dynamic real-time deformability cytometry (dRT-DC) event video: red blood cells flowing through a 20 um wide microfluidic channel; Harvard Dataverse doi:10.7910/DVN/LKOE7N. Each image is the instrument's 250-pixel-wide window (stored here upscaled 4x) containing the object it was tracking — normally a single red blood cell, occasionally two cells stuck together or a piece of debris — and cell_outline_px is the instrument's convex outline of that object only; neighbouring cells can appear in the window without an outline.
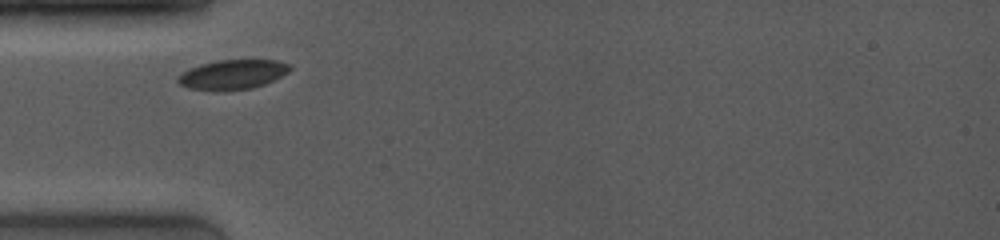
{"species": "common noctule bat (a hibernating species)", "species_latin": "Nyctalus noctula", "temperature_condition": "room temperature", "stored_images_in_passage": 49, "camera_frame_rate_fps": 4000, "um_per_image_px": 0.085, "animal": {"sex": "female", "body_mass_g": 19.0, "forearm_length_mm": 53.3}, "frame": {"image": 1, "passage_image": 1, "time_ms": 0.0, "image_size_px": [1000, 240], "cell_outline_px": [[292, 68], [288, 72], [264, 84], [252, 88], [224, 92], [220, 92], [188, 88], [180, 84], [176, 80], [184, 72], [200, 64], [216, 60], [276, 60], [292, 64]], "centroid_in_image_um": [19.79, 6.35], "position_along_channel_um": 65.2, "area_um2": 19.42}}
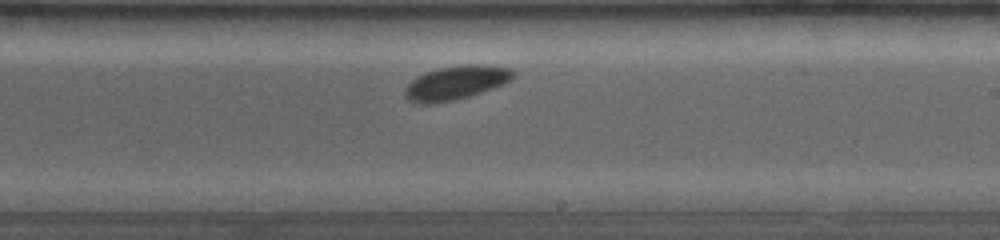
{"frame": {"image": 2, "passage_image": 24, "time_ms": 4.75, "image_size_px": [1000, 240], "cell_outline_px": [[516, 72], [512, 80], [504, 84], [456, 100], [428, 104], [420, 104], [408, 100], [404, 96], [404, 88], [412, 80], [424, 72], [440, 68], [460, 64], [480, 64], [512, 68]], "centroid_in_image_um": [38.76, 7.02], "position_along_channel_um": 250.2, "area_um2": 21.56}}
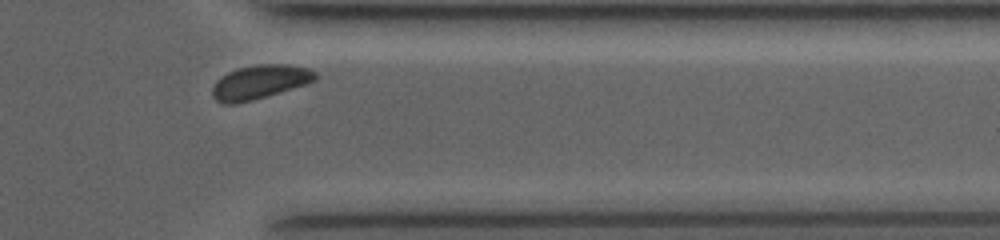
{"frame": {"image": 3, "passage_image": 45, "time_ms": 8.25, "image_size_px": [1000, 240], "cell_outline_px": [[316, 80], [304, 84], [252, 100], [236, 104], [224, 104], [216, 100], [212, 96], [212, 88], [216, 80], [220, 76], [236, 68], [260, 64], [288, 64], [308, 68], [316, 72]], "centroid_in_image_um": [22.03, 6.96], "position_along_channel_um": 389.4, "area_um2": 20.23}}